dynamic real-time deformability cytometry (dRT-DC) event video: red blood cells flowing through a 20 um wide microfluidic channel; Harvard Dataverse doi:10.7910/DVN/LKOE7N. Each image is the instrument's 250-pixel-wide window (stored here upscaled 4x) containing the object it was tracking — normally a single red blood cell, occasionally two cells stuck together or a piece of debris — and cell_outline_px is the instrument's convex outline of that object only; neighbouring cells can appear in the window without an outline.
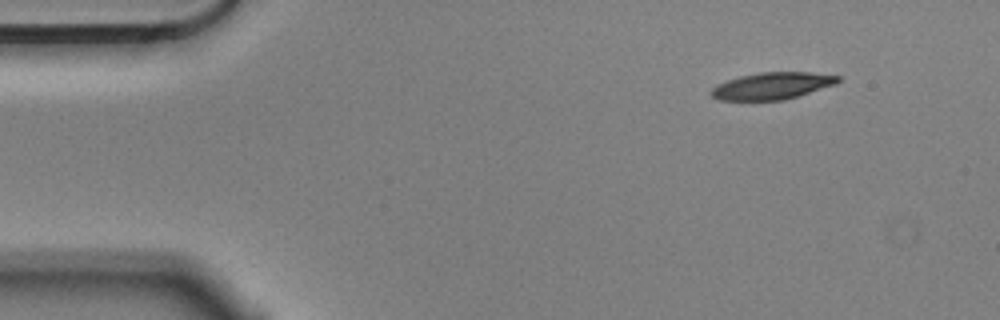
{"species": "Egyptian fruit bat (a non-hibernating species)", "species_latin": "Rousettus aegyptiacus", "temperature_condition": "cold", "stored_images_in_passage": 51, "camera_frame_rate_fps": 3000, "um_per_image_px": 0.085, "animal": {"sex": "male"}, "frame": {"image": 1, "passage_image": 1, "time_ms": 0.0, "image_size_px": [1000, 320], "cell_outline_px": [[840, 80], [836, 84], [784, 100], [720, 100], [712, 96], [708, 92], [716, 84], [740, 76], [756, 72], [812, 72], [840, 76]], "centroid_in_image_um": [65.61, 7.29], "position_along_channel_um": 19.4, "area_um2": 19.94}}
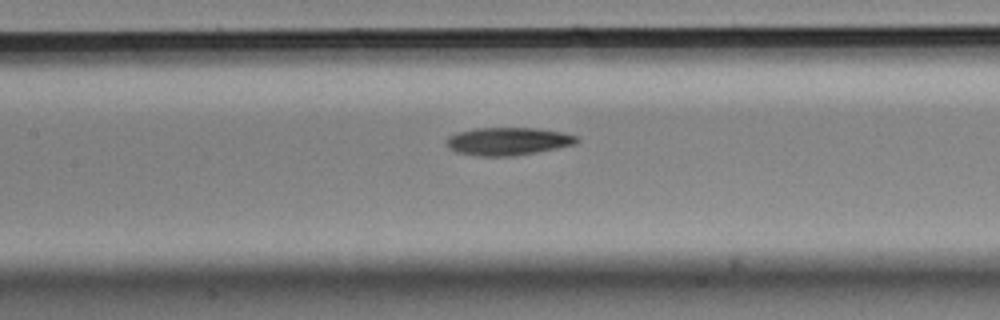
{"frame": {"image": 2, "passage_image": 20, "time_ms": 6.333, "image_size_px": [1000, 320], "cell_outline_px": [[580, 140], [576, 144], [516, 156], [476, 156], [456, 152], [448, 148], [444, 144], [448, 136], [456, 132], [476, 128], [536, 128], [560, 132], [576, 136]], "centroid_in_image_um": [43.12, 12.01], "position_along_channel_um": 164.3, "area_um2": 21.27}}
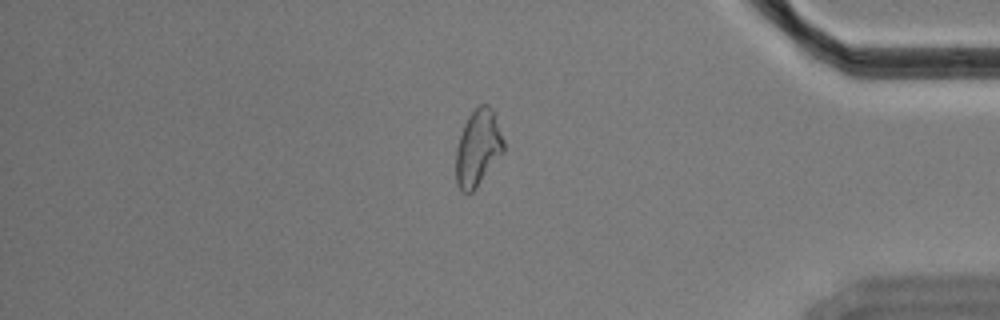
{"frame": {"image": 3, "passage_image": 42, "time_ms": 13.667, "image_size_px": [1000, 320], "cell_outline_px": [[504, 152], [476, 188], [472, 192], [464, 192], [456, 184], [456, 148], [464, 124], [468, 116], [480, 104], [488, 104], [492, 108], [504, 140]], "centroid_in_image_um": [40.63, 12.57], "position_along_channel_um": 394.6, "area_um2": 21.15}, "authors_computed_cell_mechanics": {"area_um2": 21.386, "velocity_mm_per_s": 3.5545, "shape_relaxation_time_tau1_ms": 6.4744, "shape_relaxation_time_tau2_ms": null, "deformation_change_tau1": 0.172, "deformation_change_tau2": null}}